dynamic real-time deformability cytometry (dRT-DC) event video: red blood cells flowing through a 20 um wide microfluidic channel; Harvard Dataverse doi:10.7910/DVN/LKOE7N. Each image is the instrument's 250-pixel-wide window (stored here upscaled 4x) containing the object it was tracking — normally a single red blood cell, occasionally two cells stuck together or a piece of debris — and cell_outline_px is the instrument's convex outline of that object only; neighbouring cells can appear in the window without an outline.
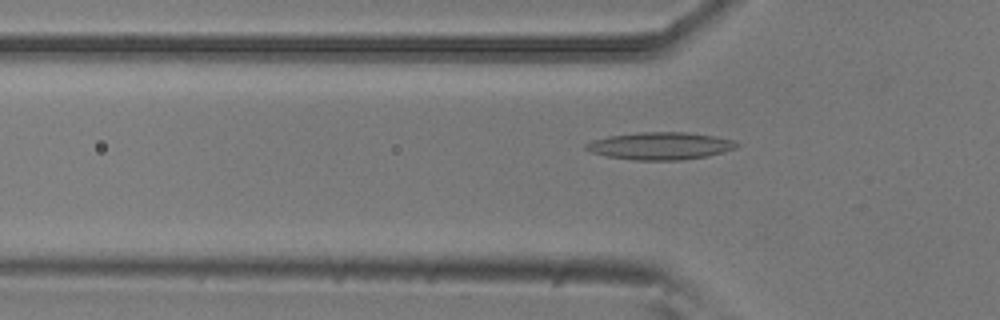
{"species": "common noctule bat (a hibernating species)", "species_latin": "Nyctalus noctula", "temperature_condition": "room temperature", "stored_images_in_passage": 36, "camera_frame_rate_fps": 3000, "um_per_image_px": 0.085, "animal": {"sex": "male", "body_mass_g": 20.5, "forearm_length_mm": 52.5}, "frame": {"image": 1, "passage_image": 7, "time_ms": 2.0, "image_size_px": [1000, 320], "cell_outline_px": [[740, 144], [736, 148], [724, 152], [708, 156], [680, 160], [636, 160], [608, 156], [592, 152], [584, 148], [584, 144], [592, 140], [608, 136], [636, 132], [688, 132], [716, 136], [732, 140]], "centroid_in_image_um": [56.13, 12.39], "position_along_channel_um": 69.7, "area_um2": 24.16}}
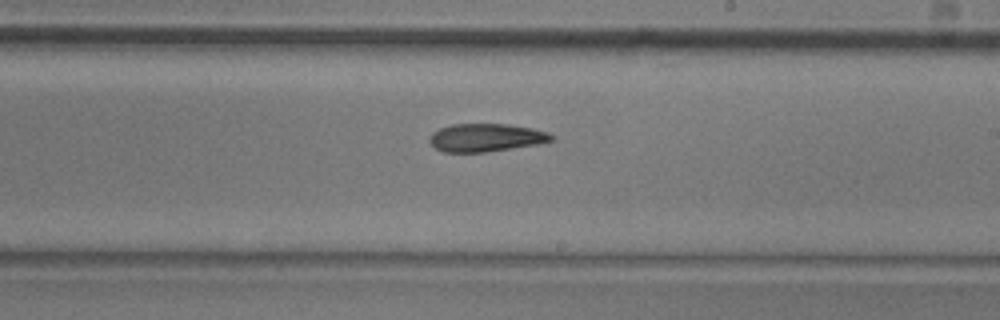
{"frame": {"image": 2, "passage_image": 21, "time_ms": 6.667, "image_size_px": [1000, 320], "cell_outline_px": [[556, 140], [536, 144], [512, 148], [484, 152], [444, 152], [436, 148], [428, 140], [432, 132], [440, 128], [452, 124], [508, 124], [532, 128], [548, 132]], "centroid_in_image_um": [41.3, 11.69], "position_along_channel_um": 247.7, "area_um2": 19.83}}
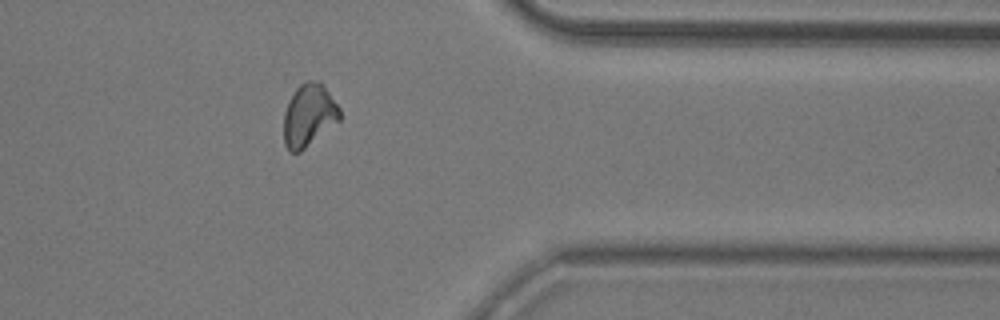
{"frame": {"image": 3, "passage_image": 33, "time_ms": 10.667, "image_size_px": [1000, 320], "cell_outline_px": [[340, 120], [300, 152], [288, 152], [284, 144], [284, 112], [288, 100], [296, 88], [304, 80], [320, 80], [324, 84], [340, 108]], "centroid_in_image_um": [26.25, 9.77], "position_along_channel_um": 385.2, "area_um2": 20.69}}